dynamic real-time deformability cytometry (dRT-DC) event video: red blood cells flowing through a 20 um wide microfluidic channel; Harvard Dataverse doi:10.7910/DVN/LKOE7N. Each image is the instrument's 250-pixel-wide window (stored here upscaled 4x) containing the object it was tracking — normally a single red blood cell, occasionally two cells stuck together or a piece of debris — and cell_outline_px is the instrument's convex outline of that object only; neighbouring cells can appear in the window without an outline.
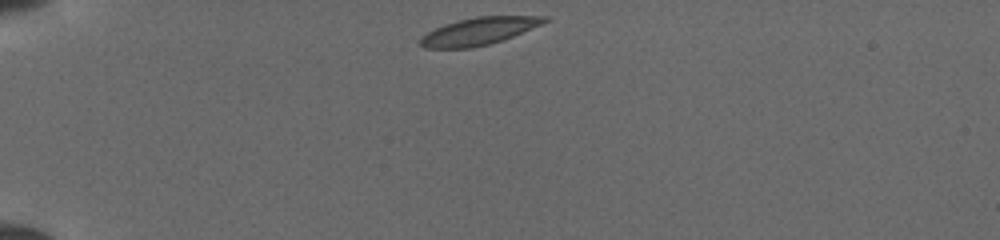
{"species": "common noctule bat (a hibernating species)", "species_latin": "Nyctalus noctula", "temperature_condition": "cold", "stored_images_in_passage": 38, "camera_frame_rate_fps": 3000, "um_per_image_px": 0.085, "animal": {"sex": "female", "body_mass_g": 19.5, "forearm_length_mm": 54.1}, "frame": {"image": 1, "passage_image": 1, "time_ms": 0.0, "image_size_px": [1000, 240], "cell_outline_px": [[552, 20], [512, 36], [488, 44], [472, 48], [424, 48], [420, 44], [420, 40], [428, 32], [444, 24], [476, 16], [548, 16]], "centroid_in_image_um": [40.74, 2.64], "position_along_channel_um": 44.3, "area_um2": 19.54}}
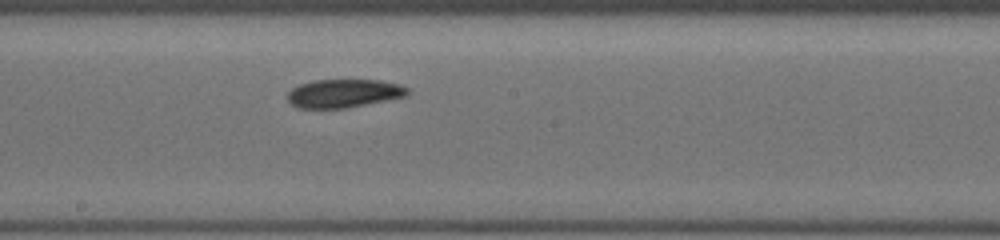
{"frame": {"image": 2, "passage_image": 17, "time_ms": 5.333, "image_size_px": [1000, 240], "cell_outline_px": [[408, 96], [388, 100], [344, 108], [296, 108], [288, 100], [288, 92], [292, 88], [300, 84], [312, 80], [380, 80], [400, 84], [408, 88]], "centroid_in_image_um": [29.23, 7.93], "position_along_channel_um": 219.0, "area_um2": 19.88}}
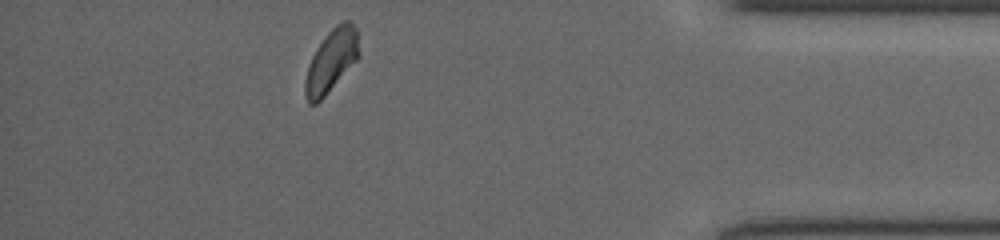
{"frame": {"image": 3, "passage_image": 33, "time_ms": 10.667, "image_size_px": [1000, 240], "cell_outline_px": [[360, 56], [324, 96], [316, 104], [308, 104], [304, 96], [304, 84], [308, 68], [312, 56], [316, 48], [324, 36], [336, 24], [344, 20], [348, 20], [356, 28], [360, 52]], "centroid_in_image_um": [28.15, 5.16], "position_along_channel_um": 407.0, "area_um2": 19.54}}